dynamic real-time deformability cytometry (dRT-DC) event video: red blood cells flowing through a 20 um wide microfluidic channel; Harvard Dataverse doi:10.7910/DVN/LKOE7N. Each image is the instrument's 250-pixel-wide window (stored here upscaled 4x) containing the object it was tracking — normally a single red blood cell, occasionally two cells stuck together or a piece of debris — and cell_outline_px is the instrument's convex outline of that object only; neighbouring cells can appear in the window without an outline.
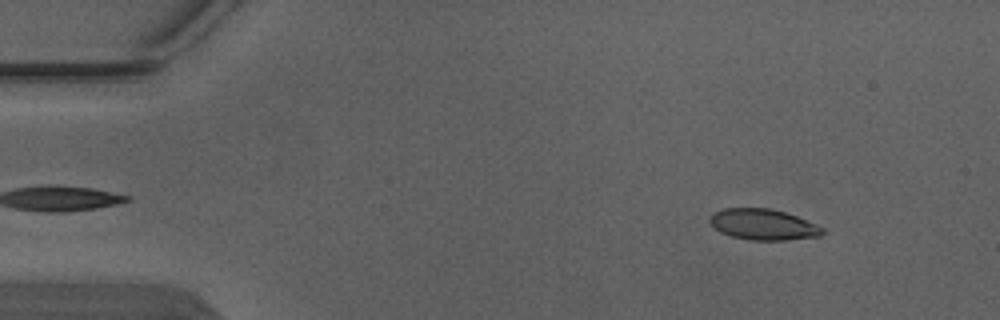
{"species": "Egyptian fruit bat (a non-hibernating species)", "species_latin": "Rousettus aegyptiacus", "temperature_condition": "warm", "stored_images_in_passage": 3, "camera_frame_rate_fps": 3000, "um_per_image_px": 0.085, "animal": {"sex": "male"}, "frame": {"image": 1, "passage_image": 1, "time_ms": 0.0, "image_size_px": [1000, 320], "cell_outline_px": [[824, 232], [820, 236], [784, 240], [748, 240], [732, 236], [720, 232], [708, 220], [708, 216], [712, 212], [724, 208], [768, 208], [784, 212], [796, 216], [816, 224], [824, 228]], "centroid_in_image_um": [64.84, 19.08], "position_along_channel_um": 20.2, "area_um2": 20.29}}